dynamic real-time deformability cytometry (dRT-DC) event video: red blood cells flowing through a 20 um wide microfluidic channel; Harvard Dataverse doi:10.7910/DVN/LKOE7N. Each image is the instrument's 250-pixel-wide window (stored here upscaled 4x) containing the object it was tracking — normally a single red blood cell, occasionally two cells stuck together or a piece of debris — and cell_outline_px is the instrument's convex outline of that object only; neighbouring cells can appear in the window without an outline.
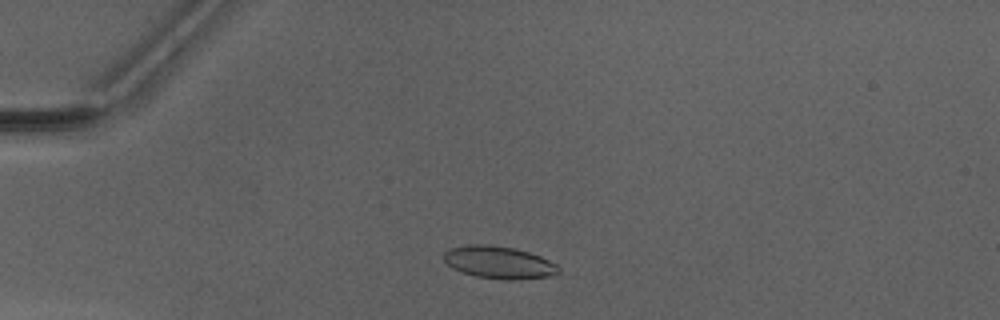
{"species": "Egyptian fruit bat (a non-hibernating species)", "species_latin": "Rousettus aegyptiacus", "temperature_condition": "warm", "stored_images_in_passage": 36, "camera_frame_rate_fps": 3000, "um_per_image_px": 0.085, "animal": {"sex": "male"}, "frame": {"image": 1, "passage_image": 7, "time_ms": 2.0, "image_size_px": [1000, 320], "cell_outline_px": [[560, 272], [556, 276], [508, 280], [476, 276], [460, 272], [452, 268], [444, 260], [444, 252], [448, 248], [468, 244], [488, 244], [512, 248], [528, 252], [540, 256], [556, 264], [560, 268]], "centroid_in_image_um": [42.4, 22.3], "position_along_channel_um": 42.6, "area_um2": 21.79}}
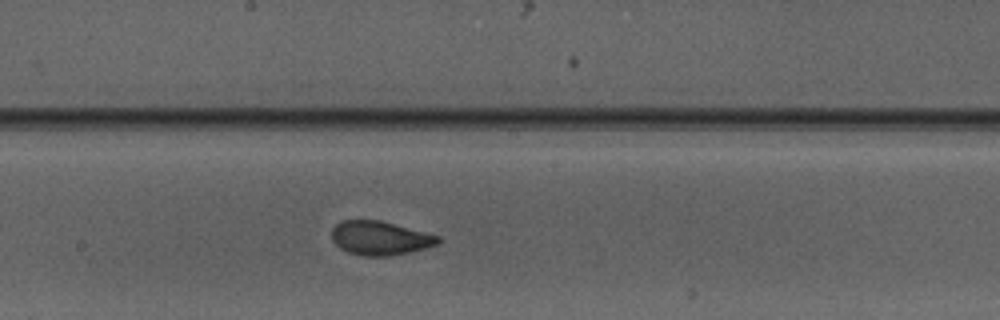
{"frame": {"image": 2, "passage_image": 22, "time_ms": 7.0, "image_size_px": [1000, 320], "cell_outline_px": [[440, 240], [436, 244], [424, 248], [392, 256], [364, 256], [348, 252], [340, 248], [332, 240], [332, 228], [336, 224], [344, 220], [380, 220], [440, 236]], "centroid_in_image_um": [32.28, 20.24], "position_along_channel_um": 215.9, "area_um2": 20.87}}
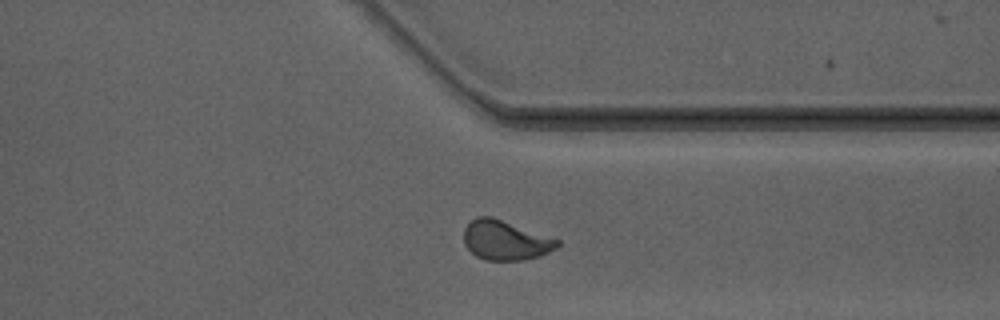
{"frame": {"image": 3, "passage_image": 33, "time_ms": 10.667, "image_size_px": [1000, 320], "cell_outline_px": [[560, 244], [556, 248], [540, 256], [524, 260], [484, 260], [476, 256], [464, 244], [464, 228], [476, 216], [492, 216], [560, 240]], "centroid_in_image_um": [42.95, 20.42], "position_along_channel_um": 368.4, "area_um2": 21.56}, "authors_computed_cell_mechanics": {"area_um2": 21.4149, "velocity_mm_per_s": 4.1562, "shape_relaxation_time_tau1_ms": 2.5649, "shape_relaxation_time_tau2_ms": null, "deformation_change_tau1": 0.1383, "deformation_change_tau2": null}}